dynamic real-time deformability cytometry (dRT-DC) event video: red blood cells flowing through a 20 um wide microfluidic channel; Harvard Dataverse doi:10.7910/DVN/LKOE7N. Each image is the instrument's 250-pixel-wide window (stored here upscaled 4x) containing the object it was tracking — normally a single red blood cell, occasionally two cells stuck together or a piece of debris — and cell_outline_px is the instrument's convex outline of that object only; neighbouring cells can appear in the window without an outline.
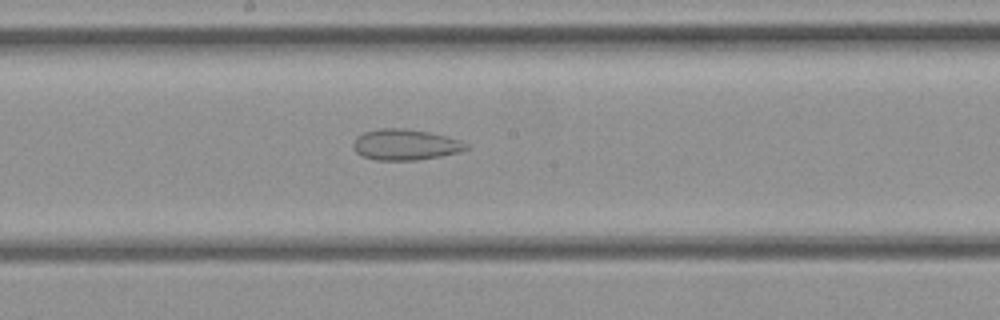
{"species": "common noctule bat (a hibernating species)", "species_latin": "Nyctalus noctula", "temperature_condition": "cold", "stored_images_in_passage": 30, "segment_of_instrument_passage": [1, 2], "camera_frame_rate_fps": 3000, "um_per_image_px": 0.085, "animal": {"sex": "female", "body_mass_g": 21.9}, "frame": {"image": 1, "passage_image": 14, "time_ms": 4.333, "image_size_px": [1000, 320], "cell_outline_px": [[468, 148], [460, 152], [440, 156], [416, 160], [376, 160], [360, 156], [352, 148], [352, 144], [356, 136], [364, 132], [380, 128], [404, 128], [428, 132], [460, 140], [468, 144]], "centroid_in_image_um": [34.4, 12.3], "position_along_channel_um": 213.8, "area_um2": 20.4}}
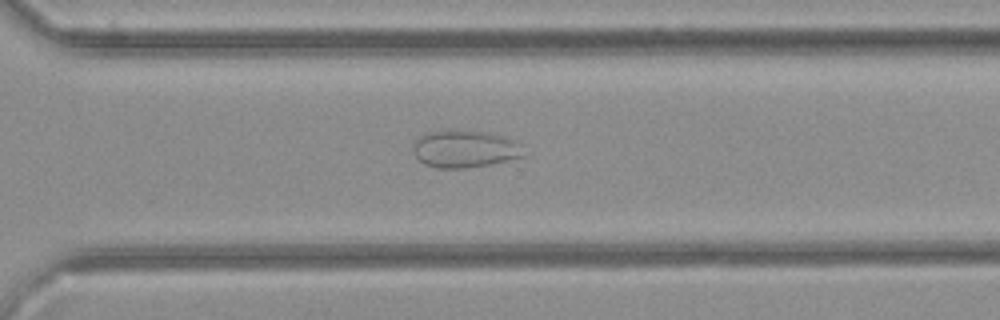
{"frame": {"image": 2, "passage_image": 20, "time_ms": 6.333, "image_size_px": [1000, 320], "cell_outline_px": [[528, 156], [488, 164], [464, 168], [436, 168], [424, 164], [416, 156], [412, 148], [416, 140], [424, 132], [488, 132], [504, 136], [512, 140]], "centroid_in_image_um": [39.49, 12.69], "position_along_channel_um": 331.1, "area_um2": 23.41}}
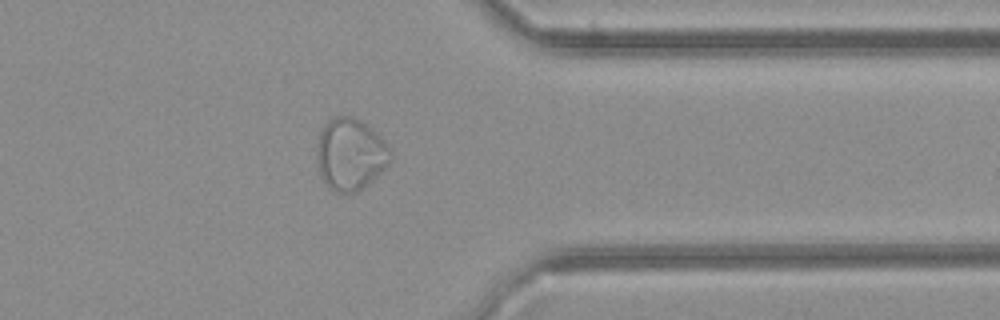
{"frame": {"image": 3, "passage_image": 23, "time_ms": 7.333, "image_size_px": [1000, 320], "cell_outline_px": [[392, 160], [368, 184], [356, 192], [336, 192], [328, 188], [320, 176], [316, 156], [316, 144], [320, 132], [324, 124], [328, 120], [336, 116], [352, 116], [360, 120], [376, 132], [392, 148]], "centroid_in_image_um": [29.77, 13.1], "position_along_channel_um": 381.6, "area_um2": 31.15}}